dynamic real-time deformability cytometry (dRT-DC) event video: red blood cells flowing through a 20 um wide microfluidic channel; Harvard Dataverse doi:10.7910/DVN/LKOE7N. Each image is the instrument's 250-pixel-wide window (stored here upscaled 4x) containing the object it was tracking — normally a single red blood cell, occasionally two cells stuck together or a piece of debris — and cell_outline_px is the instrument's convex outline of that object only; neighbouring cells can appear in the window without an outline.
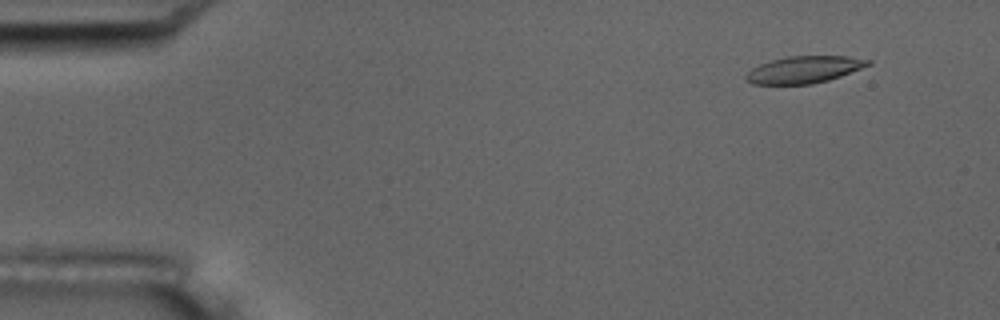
{"species": "common noctule bat (a hibernating species)", "species_latin": "Nyctalus noctula", "temperature_condition": "room temperature", "stored_images_in_passage": 55, "camera_frame_rate_fps": 3000, "um_per_image_px": 0.085, "animal": {"sex": "male", "body_mass_g": 17.5, "forearm_length_mm": 52.3}, "frame": {"image": 1, "passage_image": 5, "time_ms": 1.333, "image_size_px": [1000, 320], "cell_outline_px": [[872, 64], [840, 76], [828, 80], [812, 84], [752, 84], [744, 80], [744, 76], [752, 68], [760, 64], [772, 60], [788, 56], [848, 56], [872, 60]], "centroid_in_image_um": [68.34, 5.92], "position_along_channel_um": 16.7, "area_um2": 19.19}}
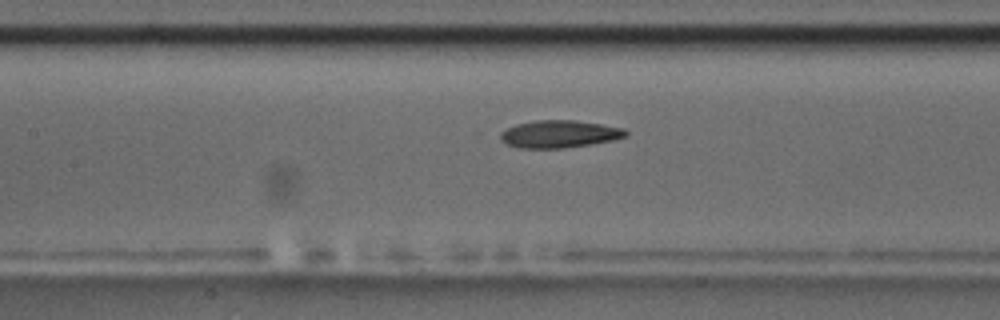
{"frame": {"image": 2, "passage_image": 25, "time_ms": 8.0, "image_size_px": [1000, 320], "cell_outline_px": [[628, 136], [612, 140], [592, 144], [564, 148], [520, 148], [504, 144], [500, 140], [500, 132], [516, 124], [536, 120], [576, 120], [624, 128], [628, 132]], "centroid_in_image_um": [47.53, 11.4], "position_along_channel_um": 159.9, "area_um2": 20.17}}
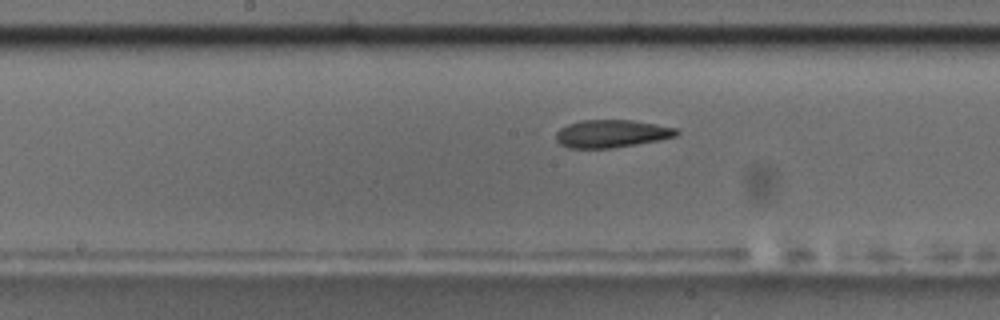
{"frame": {"image": 3, "passage_image": 28, "time_ms": 9.0, "image_size_px": [1000, 320], "cell_outline_px": [[680, 132], [676, 136], [660, 140], [612, 148], [568, 148], [560, 144], [556, 140], [556, 132], [560, 128], [568, 124], [580, 120], [632, 120], [676, 128]], "centroid_in_image_um": [51.96, 11.36], "position_along_channel_um": 196.2, "area_um2": 19.48}, "authors_computed_cell_mechanics": {"area_um2": 20.0566, "velocity_mm_per_s": 3.6773, "shape_relaxation_time_tau1_ms": null, "shape_relaxation_time_tau2_ms": 3.2675, "deformation_change_tau1": null, "deformation_change_tau2": 0.1065}}